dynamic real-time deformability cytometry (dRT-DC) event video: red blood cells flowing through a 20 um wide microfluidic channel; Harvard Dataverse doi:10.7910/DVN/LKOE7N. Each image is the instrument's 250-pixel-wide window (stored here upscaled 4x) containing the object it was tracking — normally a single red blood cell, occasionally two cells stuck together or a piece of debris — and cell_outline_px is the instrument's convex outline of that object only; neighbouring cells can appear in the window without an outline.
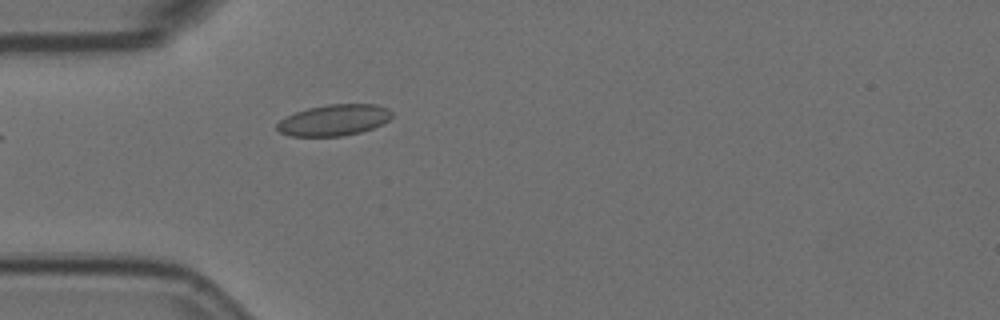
{"species": "Egyptian fruit bat (a non-hibernating species)", "species_latin": "Rousettus aegyptiacus", "temperature_condition": "room temperature", "stored_images_in_passage": 42, "camera_frame_rate_fps": 3000, "um_per_image_px": 0.085, "animal": {"sex": "female"}, "frame": {"image": 1, "passage_image": 2, "time_ms": 0.333, "image_size_px": [1000, 320], "cell_outline_px": [[392, 116], [388, 120], [372, 128], [360, 132], [340, 136], [288, 136], [280, 132], [276, 128], [276, 124], [280, 120], [296, 112], [308, 108], [328, 104], [376, 104], [388, 108], [392, 112]], "centroid_in_image_um": [28.38, 10.2], "position_along_channel_um": 56.6, "area_um2": 20.75}}
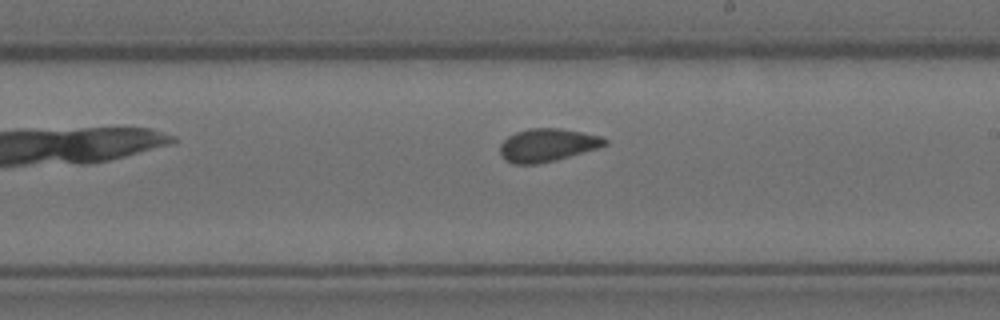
{"frame": {"image": 2, "passage_image": 18, "time_ms": 5.667, "image_size_px": [1000, 320], "cell_outline_px": [[608, 144], [600, 148], [556, 160], [540, 164], [512, 164], [504, 160], [500, 156], [500, 144], [508, 136], [516, 132], [528, 128], [560, 128], [600, 136], [608, 140]], "centroid_in_image_um": [46.51, 12.34], "position_along_channel_um": 242.5, "area_um2": 20.4}}
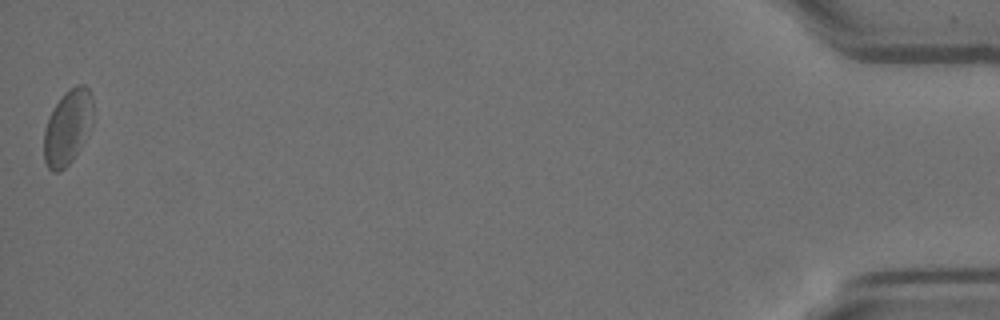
{"frame": {"image": 3, "passage_image": 42, "time_ms": 13.667, "image_size_px": [1000, 320], "cell_outline_px": [[92, 128], [72, 160], [60, 172], [52, 172], [48, 168], [44, 160], [44, 132], [48, 116], [60, 96], [64, 92], [76, 84], [84, 84], [88, 88], [92, 96]], "centroid_in_image_um": [5.75, 10.8], "position_along_channel_um": 429.5, "area_um2": 21.68}, "authors_computed_cell_mechanics": {"area_um2": 20.2589, "velocity_mm_per_s": 3.5617, "shape_relaxation_time_tau1_ms": null, "shape_relaxation_time_tau2_ms": 1.4418, "deformation_change_tau1": null, "deformation_change_tau2": 0.0573}}